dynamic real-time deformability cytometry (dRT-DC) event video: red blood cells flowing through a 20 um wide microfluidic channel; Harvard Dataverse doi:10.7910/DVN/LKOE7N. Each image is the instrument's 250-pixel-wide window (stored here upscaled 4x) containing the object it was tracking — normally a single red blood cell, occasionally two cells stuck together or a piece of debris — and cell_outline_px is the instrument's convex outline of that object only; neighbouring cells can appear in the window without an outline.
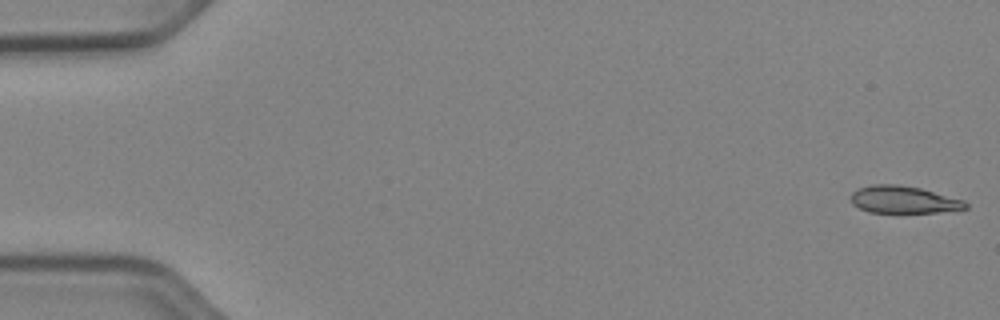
{"species": "Egyptian fruit bat (a non-hibernating species)", "species_latin": "Rousettus aegyptiacus", "temperature_condition": "cold", "stored_images_in_passage": 25, "camera_frame_rate_fps": 3000, "um_per_image_px": 0.085, "animal": {"sex": "female"}, "frame": {"image": 1, "passage_image": 1, "time_ms": 0.0, "image_size_px": [1000, 320], "cell_outline_px": [[968, 208], [936, 212], [868, 212], [852, 204], [848, 196], [856, 188], [872, 184], [900, 184], [920, 188], [964, 200], [968, 204]], "centroid_in_image_um": [76.73, 16.95], "position_along_channel_um": 8.3, "area_um2": 18.32}}
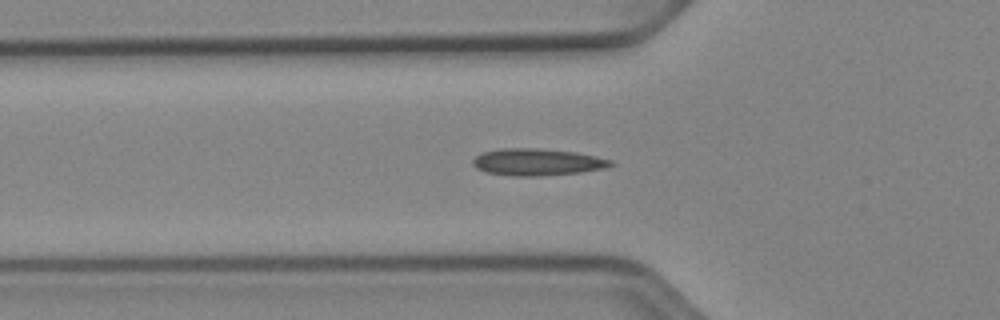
{"frame": {"image": 2, "passage_image": 18, "time_ms": 5.667, "image_size_px": [1000, 320], "cell_outline_px": [[616, 164], [604, 168], [580, 172], [540, 176], [512, 176], [484, 172], [476, 168], [472, 164], [472, 160], [480, 152], [500, 148], [536, 148], [576, 152], [596, 156], [612, 160]], "centroid_in_image_um": [45.63, 13.77], "position_along_channel_um": 80.2, "area_um2": 21.85}}
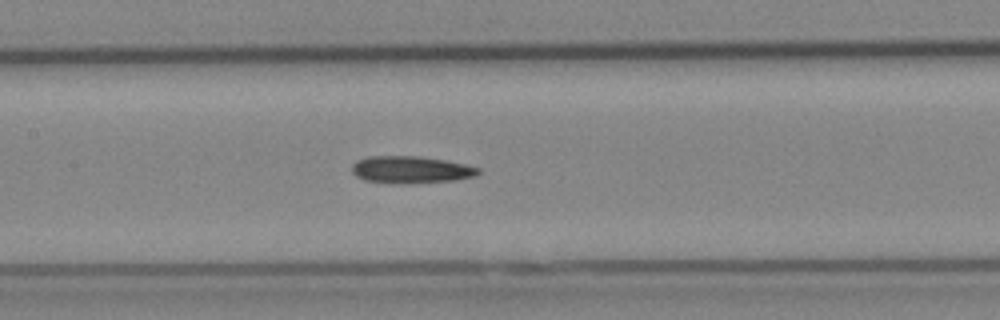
{"frame": {"image": 3, "passage_image": 25, "time_ms": 8.0, "image_size_px": [1000, 320], "cell_outline_px": [[480, 172], [476, 176], [456, 180], [364, 180], [356, 176], [352, 172], [352, 164], [356, 160], [368, 156], [420, 156], [448, 160], [480, 168]], "centroid_in_image_um": [34.95, 14.35], "position_along_channel_um": 172.5, "area_um2": 18.84}}